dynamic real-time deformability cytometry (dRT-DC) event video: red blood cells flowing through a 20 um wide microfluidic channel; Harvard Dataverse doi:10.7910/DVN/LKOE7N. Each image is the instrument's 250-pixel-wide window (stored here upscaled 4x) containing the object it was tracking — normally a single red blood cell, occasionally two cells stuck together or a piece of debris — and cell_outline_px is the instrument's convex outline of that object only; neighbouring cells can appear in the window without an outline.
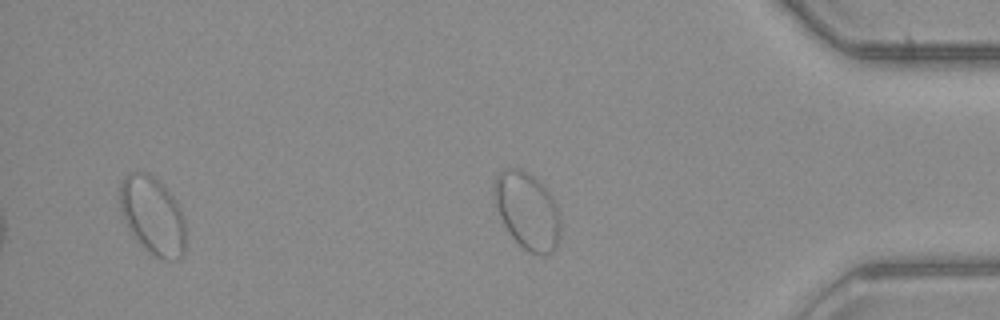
{"species": "common noctule bat (a hibernating species)", "species_latin": "Nyctalus noctula", "temperature_condition": "warm", "stored_images_in_passage": 42, "segment_of_instrument_passage": [2, 2], "camera_frame_rate_fps": 3000, "um_per_image_px": 0.085, "animal": {"sex": "male", "body_mass_g": 23.1, "forearm_length_mm": 52.7}, "frame": {"image": 1, "passage_image": 42, "time_ms": 13.667, "image_size_px": [1000, 320], "cell_outline_px": [[560, 236], [556, 248], [552, 252], [544, 256], [528, 252], [512, 236], [504, 224], [492, 200], [492, 188], [496, 172], [504, 168], [520, 168], [528, 172], [552, 196], [556, 204], [560, 216]], "centroid_in_image_um": [44.79, 17.9], "position_along_channel_um": 390.4, "area_um2": 30.11}}